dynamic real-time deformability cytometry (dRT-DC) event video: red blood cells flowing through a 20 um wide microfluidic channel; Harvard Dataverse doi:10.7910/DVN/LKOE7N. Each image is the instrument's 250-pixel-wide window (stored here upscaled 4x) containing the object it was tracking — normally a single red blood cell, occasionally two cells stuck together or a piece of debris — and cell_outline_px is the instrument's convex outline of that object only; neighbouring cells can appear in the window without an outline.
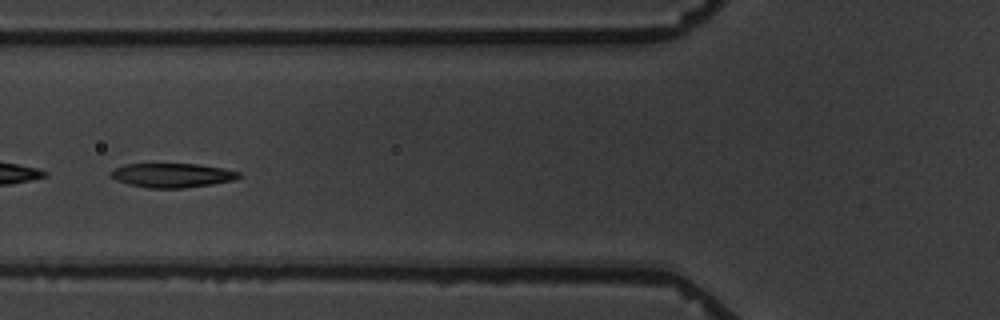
{"species": "common noctule bat (a hibernating species)", "species_latin": "Nyctalus noctula", "temperature_condition": "warm", "stored_images_in_passage": 9, "camera_frame_rate_fps": 3000, "um_per_image_px": 0.085, "animal": {"sex": "male", "body_mass_g": 19.5, "forearm_length_mm": 54.6}, "frame": {"image": 1, "passage_image": 4, "time_ms": 3.333, "image_size_px": [1000, 320], "cell_outline_px": [[240, 176], [236, 180], [212, 184], [184, 188], [148, 188], [128, 184], [116, 180], [112, 176], [112, 168], [124, 164], [200, 164], [224, 168], [240, 172]], "centroid_in_image_um": [14.66, 14.9], "position_along_channel_um": 111.1, "area_um2": 18.15}}
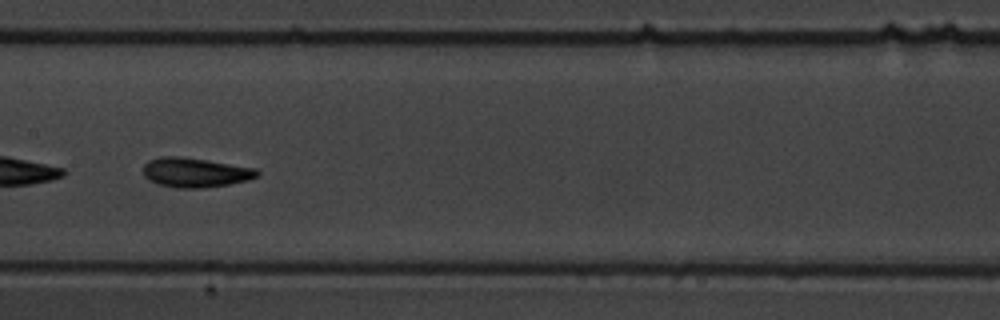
{"frame": {"image": 2, "passage_image": 6, "time_ms": 5.667, "image_size_px": [1000, 320], "cell_outline_px": [[260, 176], [248, 180], [228, 184], [200, 188], [176, 188], [160, 184], [148, 180], [144, 176], [144, 164], [148, 160], [160, 156], [184, 156], [256, 168], [260, 172]], "centroid_in_image_um": [16.6, 14.65], "position_along_channel_um": 190.8, "area_um2": 19.77}}
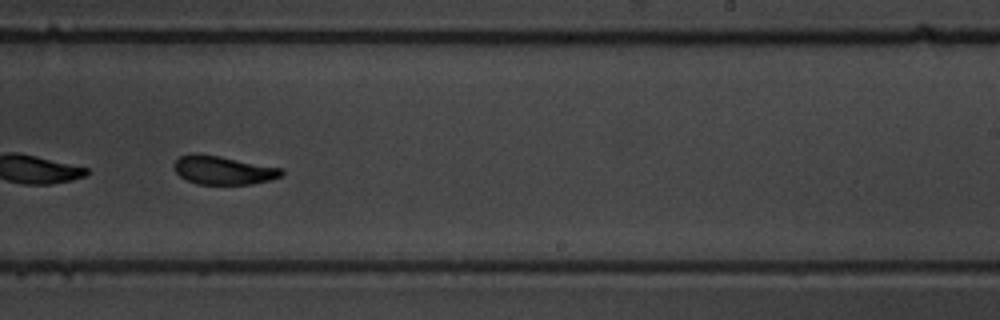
{"frame": {"image": 3, "passage_image": 8, "time_ms": 8.0, "image_size_px": [1000, 320], "cell_outline_px": [[284, 172], [280, 176], [268, 180], [252, 184], [196, 184], [180, 176], [176, 172], [172, 164], [180, 156], [192, 152], [196, 152], [280, 168]], "centroid_in_image_um": [18.89, 14.46], "position_along_channel_um": 270.1, "area_um2": 17.63}}